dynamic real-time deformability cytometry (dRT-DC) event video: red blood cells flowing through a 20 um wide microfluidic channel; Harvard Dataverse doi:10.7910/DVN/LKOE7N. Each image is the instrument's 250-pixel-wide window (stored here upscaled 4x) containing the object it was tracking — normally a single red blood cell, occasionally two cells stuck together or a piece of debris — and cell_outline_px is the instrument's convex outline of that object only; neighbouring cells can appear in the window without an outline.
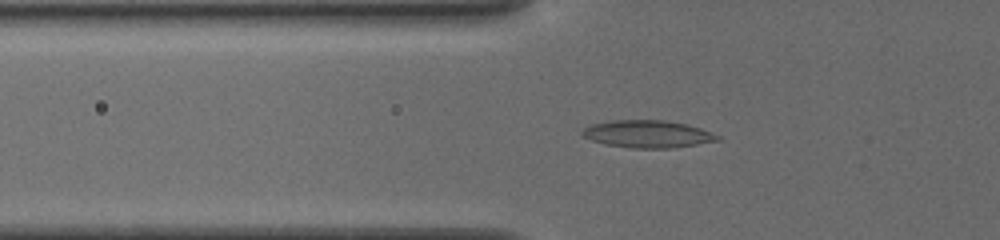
{"species": "common noctule bat (a hibernating species)", "species_latin": "Nyctalus noctula", "temperature_condition": "cold", "stored_images_in_passage": 38, "camera_frame_rate_fps": 3000, "um_per_image_px": 0.085, "animal": {"sex": "female", "body_mass_g": 19.5, "forearm_length_mm": 54.1}, "frame": {"image": 1, "passage_image": 4, "time_ms": 1.0, "image_size_px": [1000, 240], "cell_outline_px": [[720, 140], [672, 148], [632, 148], [604, 144], [592, 140], [584, 136], [580, 132], [584, 128], [592, 124], [612, 120], [664, 120], [684, 124], [700, 128], [720, 136]], "centroid_in_image_um": [55.03, 11.39], "position_along_channel_um": 70.8, "area_um2": 21.39}}
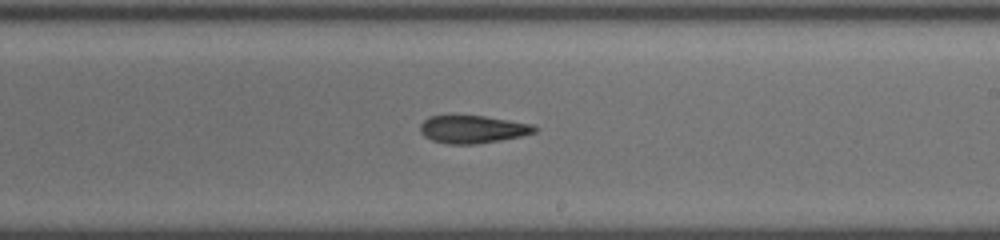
{"frame": {"image": 2, "passage_image": 18, "time_ms": 5.667, "image_size_px": [1000, 240], "cell_outline_px": [[540, 128], [536, 132], [520, 136], [500, 140], [476, 144], [448, 144], [432, 140], [424, 136], [420, 132], [420, 124], [428, 116], [484, 116], [532, 124]], "centroid_in_image_um": [40.18, 10.99], "position_along_channel_um": 248.8, "area_um2": 18.44}}
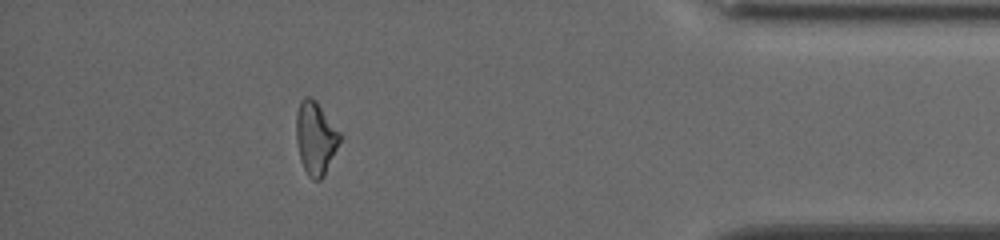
{"frame": {"image": 3, "passage_image": 33, "time_ms": 10.667, "image_size_px": [1000, 240], "cell_outline_px": [[340, 140], [324, 176], [320, 180], [312, 180], [308, 176], [300, 160], [296, 140], [296, 112], [300, 100], [304, 96], [308, 96], [316, 100], [340, 132]], "centroid_in_image_um": [26.79, 11.71], "position_along_channel_um": 408.4, "area_um2": 18.55}, "authors_computed_cell_mechanics": {"area_um2": 18.9584, "velocity_mm_per_s": 3.8891, "shape_relaxation_time_tau1_ms": null, "shape_relaxation_time_tau2_ms": 4.017, "deformation_change_tau1": null, "deformation_change_tau2": 0.1193}}